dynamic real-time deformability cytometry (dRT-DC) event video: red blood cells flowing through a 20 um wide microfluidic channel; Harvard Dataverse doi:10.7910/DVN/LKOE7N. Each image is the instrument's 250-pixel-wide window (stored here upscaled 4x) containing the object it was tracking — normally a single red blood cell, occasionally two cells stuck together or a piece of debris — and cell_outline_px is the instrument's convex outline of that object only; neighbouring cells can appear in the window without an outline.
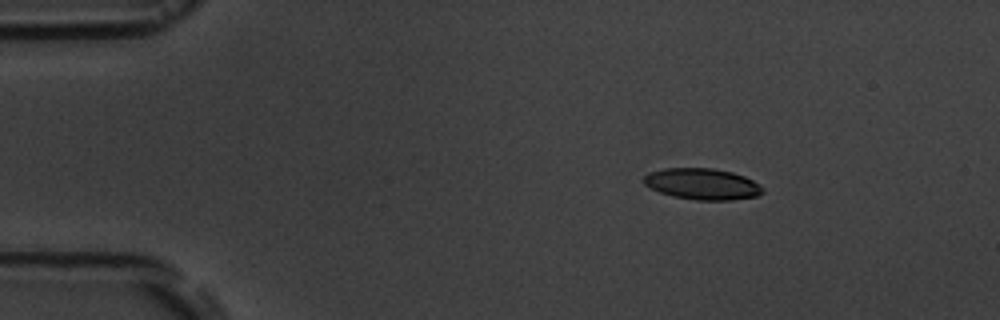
{"species": "common noctule bat (a hibernating species)", "species_latin": "Nyctalus noctula", "temperature_condition": "room temperature", "stored_images_in_passage": 4, "camera_frame_rate_fps": 3000, "um_per_image_px": 0.085, "animal": {"sex": "male", "body_mass_g": 19.5, "forearm_length_mm": 54.6}, "frame": {"image": 1, "passage_image": 2, "time_ms": 1.0, "image_size_px": [1000, 320], "cell_outline_px": [[764, 192], [756, 196], [732, 200], [696, 200], [672, 196], [660, 192], [644, 184], [644, 176], [648, 172], [664, 168], [712, 168], [732, 172], [744, 176], [760, 184], [764, 188]], "centroid_in_image_um": [59.71, 15.64], "position_along_channel_um": 25.3, "area_um2": 21.68}}